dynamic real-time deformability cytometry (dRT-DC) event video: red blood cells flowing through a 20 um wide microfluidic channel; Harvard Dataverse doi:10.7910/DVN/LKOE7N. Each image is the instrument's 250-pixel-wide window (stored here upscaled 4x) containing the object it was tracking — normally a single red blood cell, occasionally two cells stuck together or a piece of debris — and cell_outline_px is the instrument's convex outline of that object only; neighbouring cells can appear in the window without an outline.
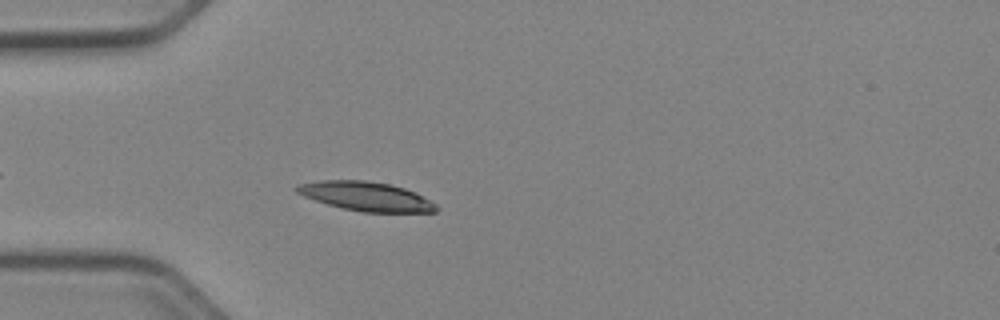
{"species": "Egyptian fruit bat (a non-hibernating species)", "species_latin": "Rousettus aegyptiacus", "temperature_condition": "cold", "stored_images_in_passage": 31, "camera_frame_rate_fps": 3000, "um_per_image_px": 0.085, "animal": {"sex": "female"}, "frame": {"image": 1, "passage_image": 1, "time_ms": 0.0, "image_size_px": [1000, 320], "cell_outline_px": [[440, 208], [436, 212], [364, 212], [344, 208], [328, 204], [304, 196], [296, 192], [292, 188], [300, 184], [320, 180], [368, 180], [388, 184], [404, 188], [416, 192], [436, 204]], "centroid_in_image_um": [31.14, 16.68], "position_along_channel_um": 53.9, "area_um2": 23.58}}
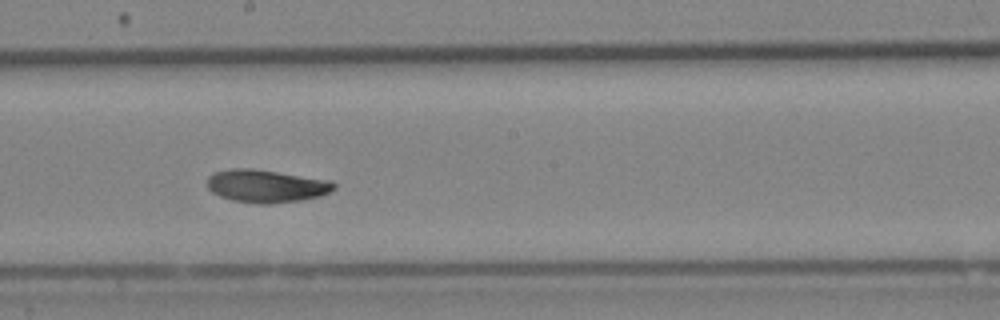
{"frame": {"image": 2, "passage_image": 15, "time_ms": 4.667, "image_size_px": [1000, 320], "cell_outline_px": [[336, 188], [320, 196], [304, 200], [272, 204], [260, 204], [232, 200], [220, 196], [212, 192], [208, 188], [208, 176], [216, 172], [232, 168], [252, 168], [332, 180], [336, 184]], "centroid_in_image_um": [22.66, 15.81], "position_along_channel_um": 225.5, "area_um2": 24.39}}
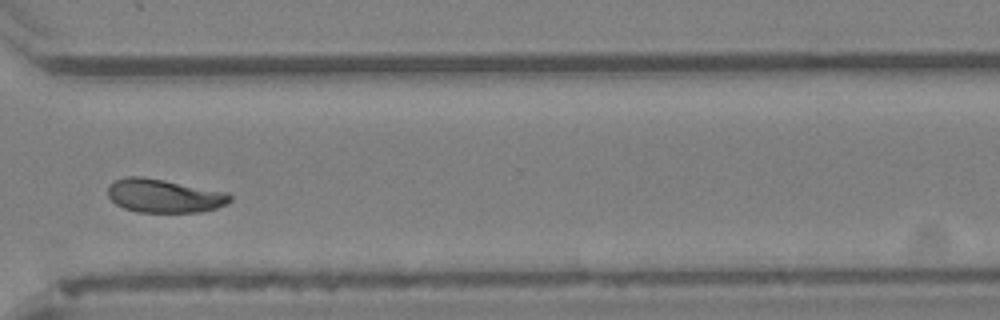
{"frame": {"image": 3, "passage_image": 25, "time_ms": 8.0, "image_size_px": [1000, 320], "cell_outline_px": [[232, 200], [228, 204], [216, 208], [200, 212], [136, 212], [124, 208], [116, 204], [108, 196], [108, 184], [116, 180], [128, 176], [140, 176], [164, 180], [228, 192], [232, 196]], "centroid_in_image_um": [13.97, 16.65], "position_along_channel_um": 356.6, "area_um2": 23.99}, "authors_computed_cell_mechanics": {"area_um2": 23.7558, "velocity_mm_per_s": 3.9075, "shape_relaxation_time_tau1_ms": 3.8951, "shape_relaxation_time_tau2_ms": 4.1978, "deformation_change_tau1": 0.1129, "deformation_change_tau2": 0.0866}}